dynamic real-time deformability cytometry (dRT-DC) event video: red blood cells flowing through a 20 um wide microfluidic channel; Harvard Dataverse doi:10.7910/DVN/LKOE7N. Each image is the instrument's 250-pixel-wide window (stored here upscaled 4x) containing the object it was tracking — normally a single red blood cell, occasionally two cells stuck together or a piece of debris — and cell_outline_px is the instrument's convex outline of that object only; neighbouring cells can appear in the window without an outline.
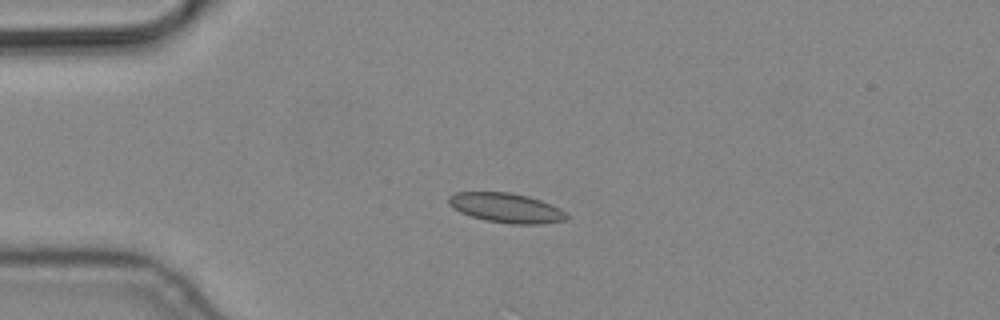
{"species": "common noctule bat (a hibernating species)", "species_latin": "Nyctalus noctula", "temperature_condition": "cold", "stored_images_in_passage": 5, "camera_frame_rate_fps": 3000, "um_per_image_px": 0.085, "animal": {"sex": "male", "body_mass_g": 19.2, "forearm_length_mm": 51.8}, "frame": {"image": 1, "passage_image": 4, "time_ms": 1.0, "image_size_px": [1000, 320], "cell_outline_px": [[568, 216], [564, 220], [540, 224], [512, 224], [488, 220], [472, 216], [460, 212], [452, 208], [448, 204], [448, 196], [456, 192], [508, 192], [528, 196], [540, 200], [560, 208]], "centroid_in_image_um": [42.99, 17.66], "position_along_channel_um": 42.0, "area_um2": 20.17}}